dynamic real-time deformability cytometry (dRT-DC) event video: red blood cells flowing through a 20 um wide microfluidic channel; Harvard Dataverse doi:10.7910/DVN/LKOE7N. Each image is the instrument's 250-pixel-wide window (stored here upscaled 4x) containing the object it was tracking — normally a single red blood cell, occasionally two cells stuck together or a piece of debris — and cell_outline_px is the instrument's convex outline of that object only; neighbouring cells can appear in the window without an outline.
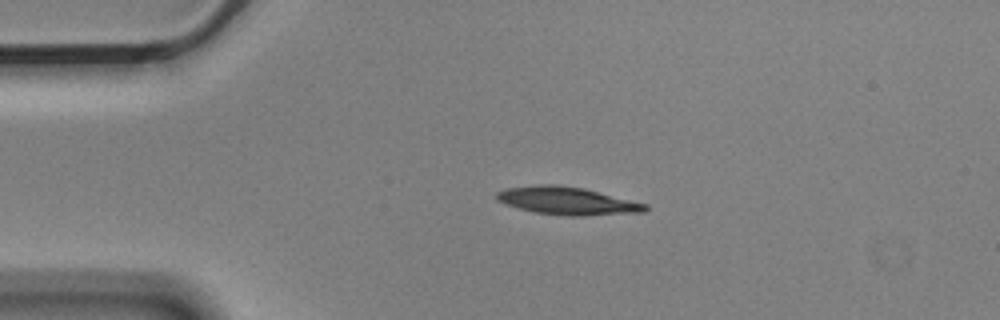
{"species": "Egyptian fruit bat (a non-hibernating species)", "species_latin": "Rousettus aegyptiacus", "temperature_condition": "cold", "stored_images_in_passage": 2, "camera_frame_rate_fps": 3000, "um_per_image_px": 0.085, "animal": {"sex": "male"}, "frame": {"image": 1, "passage_image": 1, "time_ms": 0.0, "image_size_px": [1000, 320], "cell_outline_px": [[648, 208], [644, 212], [580, 216], [564, 216], [536, 212], [516, 208], [504, 204], [496, 200], [496, 192], [504, 188], [536, 184], [560, 184], [584, 188], [648, 204]], "centroid_in_image_um": [48.17, 17.06], "position_along_channel_um": 36.8, "area_um2": 24.39}}